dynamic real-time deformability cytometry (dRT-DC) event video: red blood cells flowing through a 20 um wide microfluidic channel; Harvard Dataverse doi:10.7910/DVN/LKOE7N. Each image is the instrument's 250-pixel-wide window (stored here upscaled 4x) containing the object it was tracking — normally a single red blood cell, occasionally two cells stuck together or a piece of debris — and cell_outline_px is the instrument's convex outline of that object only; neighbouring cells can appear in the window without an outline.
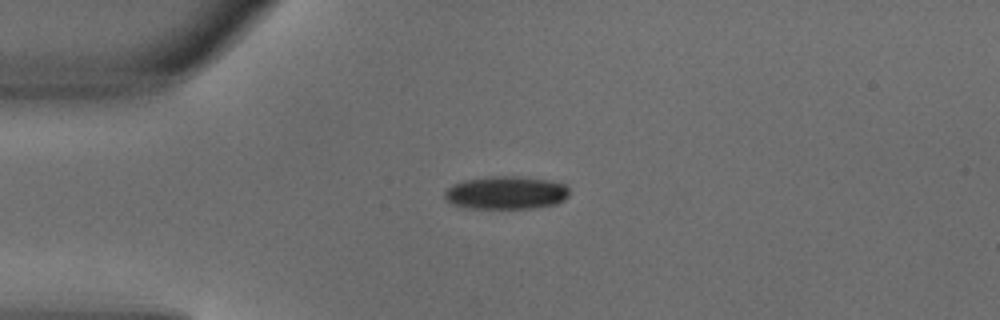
{"species": "common noctule bat (a hibernating species)", "species_latin": "Nyctalus noctula", "temperature_condition": "warm", "stored_images_in_passage": 3, "camera_frame_rate_fps": 3000, "um_per_image_px": 0.085, "animal": {"sex": "male", "body_mass_g": 18.8}, "frame": {"image": 1, "passage_image": 1, "time_ms": 0.0, "image_size_px": [1000, 320], "cell_outline_px": [[568, 196], [564, 200], [556, 204], [536, 208], [472, 208], [452, 204], [444, 196], [444, 192], [452, 184], [464, 180], [488, 176], [520, 176], [548, 180], [564, 184], [568, 188]], "centroid_in_image_um": [43.02, 16.37], "position_along_channel_um": 42.0, "area_um2": 24.04}}
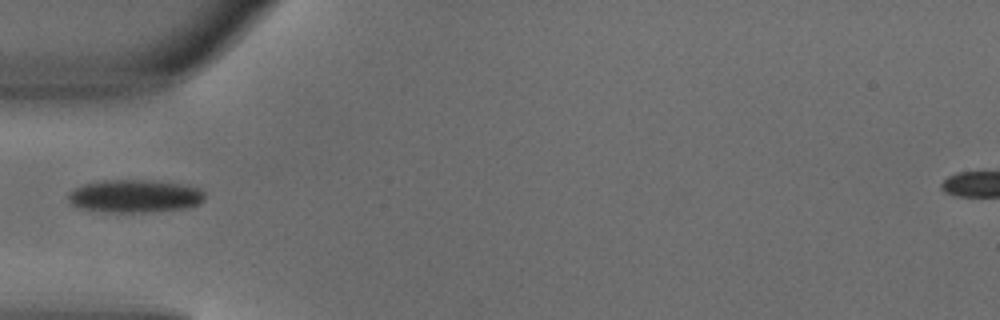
{"frame": {"image": 2, "passage_image": 2, "time_ms": 0.333, "image_size_px": [1000, 320], "cell_outline_px": [[204, 200], [200, 204], [188, 208], [144, 212], [104, 212], [84, 208], [72, 204], [68, 200], [68, 192], [72, 188], [84, 184], [104, 180], [148, 180], [176, 184], [200, 188], [204, 192]], "centroid_in_image_um": [11.45, 16.67], "position_along_channel_um": 73.6, "area_um2": 26.07}}
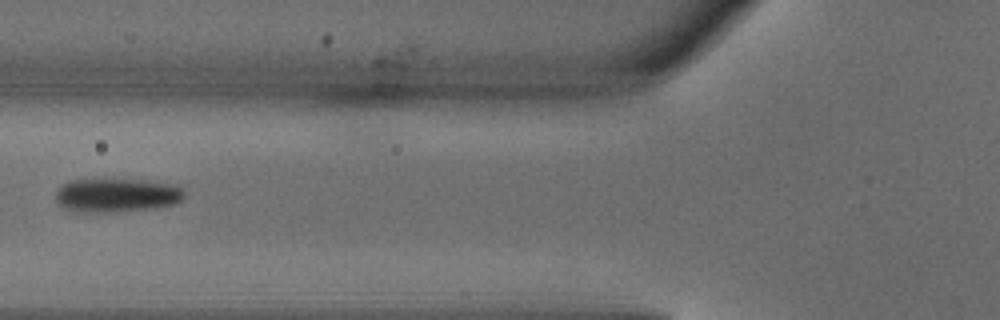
{"frame": {"image": 3, "passage_image": 3, "time_ms": 0.667, "image_size_px": [1000, 320], "cell_outline_px": [[184, 196], [176, 204], [156, 208], [108, 212], [80, 212], [64, 208], [56, 200], [56, 188], [68, 180], [148, 180], [176, 184], [184, 192]], "centroid_in_image_um": [9.92, 16.59], "position_along_channel_um": 115.9, "area_um2": 25.43}}